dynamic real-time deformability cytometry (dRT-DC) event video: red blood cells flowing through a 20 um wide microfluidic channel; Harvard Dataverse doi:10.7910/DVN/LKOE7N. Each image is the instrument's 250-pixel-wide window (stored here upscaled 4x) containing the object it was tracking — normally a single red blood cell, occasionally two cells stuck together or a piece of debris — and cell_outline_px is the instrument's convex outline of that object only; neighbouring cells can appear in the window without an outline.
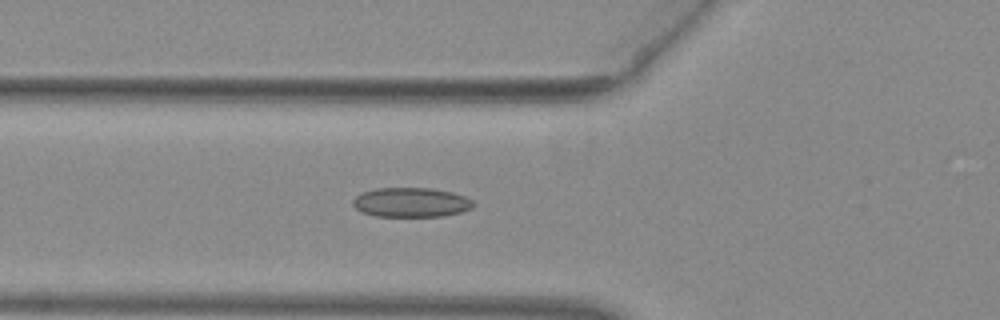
{"species": "common noctule bat (a hibernating species)", "species_latin": "Nyctalus noctula", "temperature_condition": "warm", "stored_images_in_passage": 35, "camera_frame_rate_fps": 3000, "um_per_image_px": 0.085, "animal": {"sex": "female", "body_mass_g": 29.2, "forearm_length_mm": 56.3}, "frame": {"image": 1, "passage_image": 2, "time_ms": 0.333, "image_size_px": [1000, 320], "cell_outline_px": [[476, 204], [472, 208], [460, 212], [444, 216], [376, 216], [364, 212], [356, 208], [352, 204], [352, 200], [356, 196], [364, 192], [376, 188], [432, 188], [452, 192], [464, 196], [472, 200]], "centroid_in_image_um": [34.97, 17.2], "position_along_channel_um": 90.8, "area_um2": 20.63}}
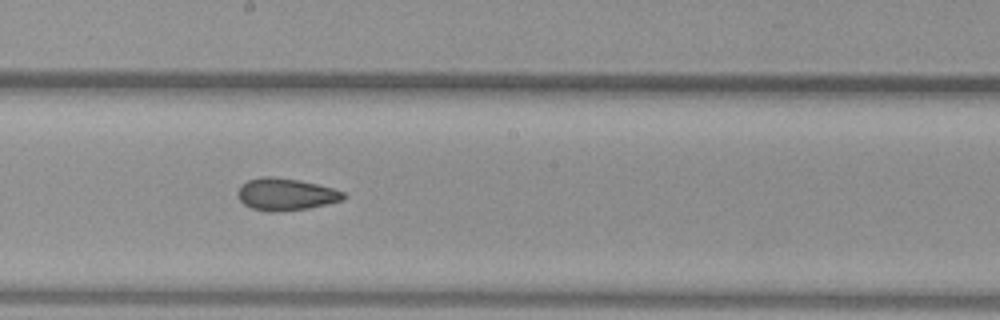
{"frame": {"image": 2, "passage_image": 12, "time_ms": 3.667, "image_size_px": [1000, 320], "cell_outline_px": [[348, 196], [340, 200], [308, 208], [280, 212], [268, 212], [252, 208], [244, 204], [240, 200], [236, 192], [248, 180], [264, 176], [272, 176], [300, 180], [332, 188], [344, 192]], "centroid_in_image_um": [24.28, 16.52], "position_along_channel_um": 223.9, "area_um2": 19.65}}
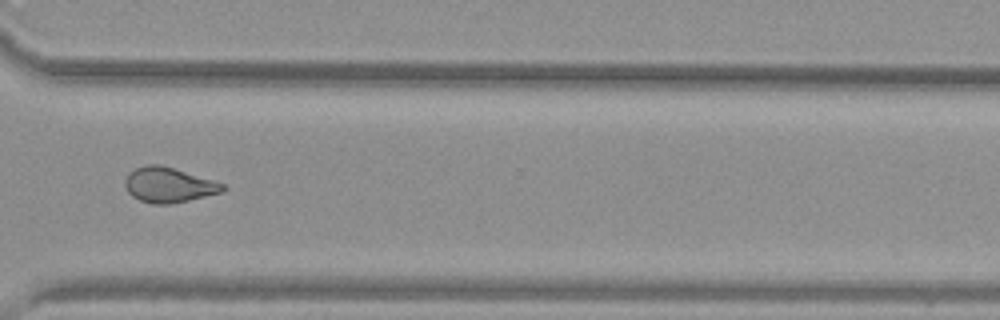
{"frame": {"image": 3, "passage_image": 22, "time_ms": 7.0, "image_size_px": [1000, 320], "cell_outline_px": [[228, 188], [224, 192], [172, 204], [152, 204], [140, 200], [132, 196], [128, 192], [124, 184], [124, 180], [128, 172], [136, 168], [148, 164], [160, 164], [212, 180], [224, 184]], "centroid_in_image_um": [14.33, 15.73], "position_along_channel_um": 356.3, "area_um2": 20.06}}